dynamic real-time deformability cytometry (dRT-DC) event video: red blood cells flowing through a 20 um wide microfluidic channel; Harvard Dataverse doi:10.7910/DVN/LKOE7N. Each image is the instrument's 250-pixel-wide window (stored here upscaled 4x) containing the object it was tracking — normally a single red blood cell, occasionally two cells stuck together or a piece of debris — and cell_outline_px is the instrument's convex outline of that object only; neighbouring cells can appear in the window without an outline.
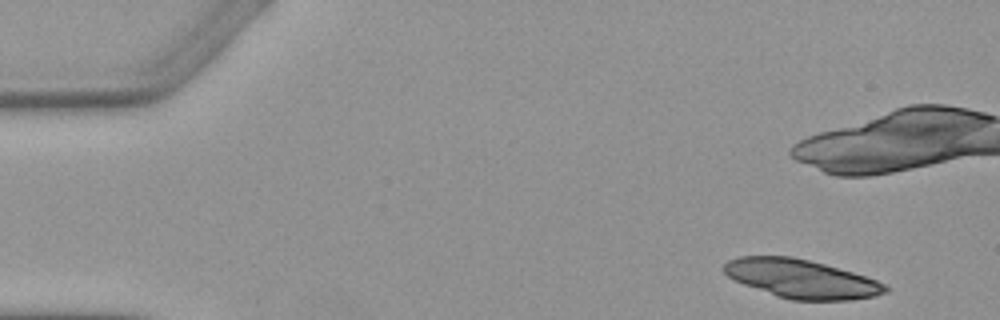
{"species": "Egyptian fruit bat (a non-hibernating species)", "species_latin": "Rousettus aegyptiacus", "temperature_condition": "warm", "stored_images_in_passage": 5, "camera_frame_rate_fps": 3000, "um_per_image_px": 0.085, "animal": {"sex": "female"}, "frame": {"image": 1, "passage_image": 1, "time_ms": 0.0, "image_size_px": [1000, 320], "cell_outline_px": [[888, 292], [876, 296], [852, 300], [792, 300], [776, 296], [744, 284], [728, 276], [724, 272], [724, 264], [728, 260], [740, 256], [792, 256], [824, 264], [868, 276], [884, 284], [888, 288]], "centroid_in_image_um": [68.15, 23.7], "position_along_channel_um": 16.9, "area_um2": 36.3}}